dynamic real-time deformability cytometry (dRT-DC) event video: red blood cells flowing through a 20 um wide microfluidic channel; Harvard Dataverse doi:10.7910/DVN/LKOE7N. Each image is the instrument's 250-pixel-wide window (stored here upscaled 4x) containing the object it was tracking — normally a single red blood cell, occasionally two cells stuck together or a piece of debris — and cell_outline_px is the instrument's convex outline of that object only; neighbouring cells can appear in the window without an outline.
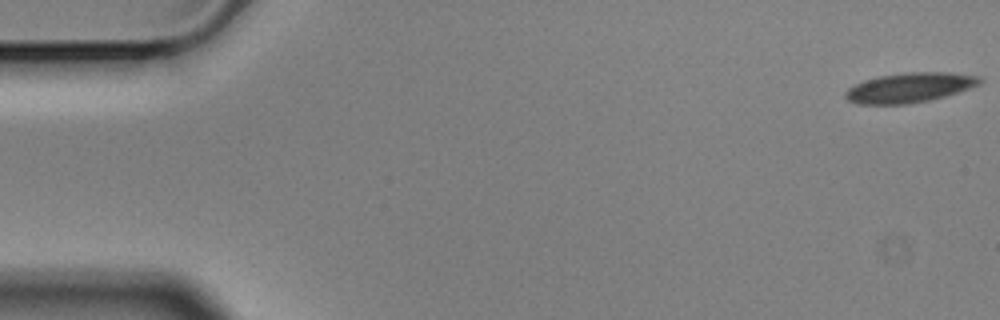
{"species": "Egyptian fruit bat (a non-hibernating species)", "species_latin": "Rousettus aegyptiacus", "temperature_condition": "cold", "stored_images_in_passage": 16, "camera_frame_rate_fps": 3000, "um_per_image_px": 0.085, "animal": {"sex": "male"}, "frame": {"image": 1, "passage_image": 1, "time_ms": 0.0, "image_size_px": [1000, 320], "cell_outline_px": [[984, 80], [980, 84], [944, 96], [912, 104], [860, 104], [848, 100], [844, 96], [844, 92], [848, 88], [864, 80], [880, 76], [908, 72], [952, 72], [980, 76]], "centroid_in_image_um": [77.32, 7.44], "position_along_channel_um": 7.7, "area_um2": 23.24}}
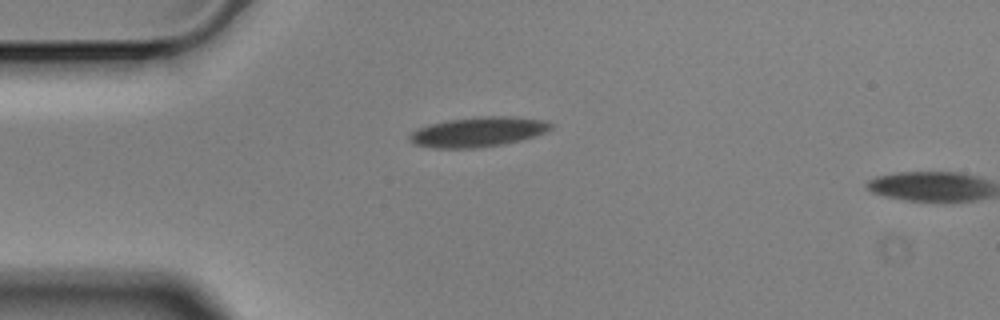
{"frame": {"image": 2, "passage_image": 14, "time_ms": 4.333, "image_size_px": [1000, 320], "cell_outline_px": [[552, 128], [544, 132], [520, 140], [504, 144], [476, 148], [432, 148], [416, 144], [408, 136], [412, 132], [420, 128], [432, 124], [448, 120], [480, 116], [512, 116], [544, 120], [552, 124]], "centroid_in_image_um": [40.66, 11.21], "position_along_channel_um": 44.3, "area_um2": 24.22}}